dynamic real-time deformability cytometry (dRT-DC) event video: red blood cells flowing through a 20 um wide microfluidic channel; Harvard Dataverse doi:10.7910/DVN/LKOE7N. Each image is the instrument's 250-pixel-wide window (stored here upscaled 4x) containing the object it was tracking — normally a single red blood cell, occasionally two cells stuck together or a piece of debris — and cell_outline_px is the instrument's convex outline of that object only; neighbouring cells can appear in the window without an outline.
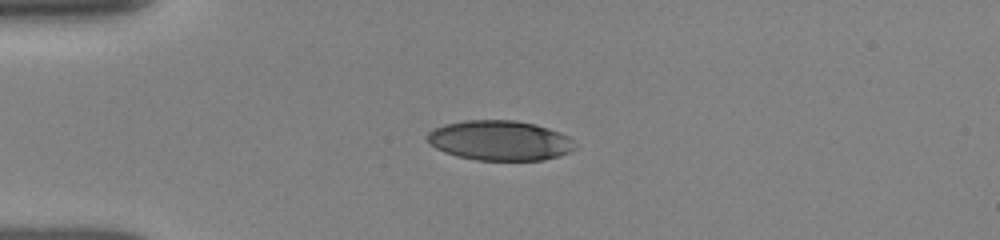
{"species": "human", "species_latin": "Homo sapiens", "temperature_condition": "room temperature", "stored_images_in_passage": 39, "camera_frame_rate_fps": 3000, "um_per_image_px": 0.085, "donor": {"sex": "female"}, "frame": {"image": 1, "passage_image": 1, "time_ms": 0.0, "image_size_px": [1000, 240], "cell_outline_px": [[576, 148], [560, 156], [544, 160], [476, 160], [456, 156], [444, 152], [436, 148], [424, 136], [428, 132], [444, 124], [464, 120], [516, 120], [536, 124], [560, 132], [568, 136], [576, 144]], "centroid_in_image_um": [42.49, 11.94], "position_along_channel_um": 42.5, "area_um2": 34.56}}
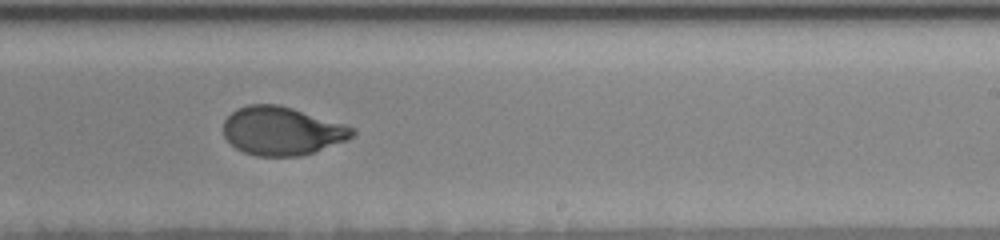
{"frame": {"image": 2, "passage_image": 20, "time_ms": 6.333, "image_size_px": [1000, 240], "cell_outline_px": [[356, 132], [348, 140], [300, 156], [256, 156], [244, 152], [236, 148], [224, 136], [224, 120], [236, 108], [248, 104], [280, 104], [344, 124], [356, 128]], "centroid_in_image_um": [23.96, 11.12], "position_along_channel_um": 265.0, "area_um2": 36.36}}
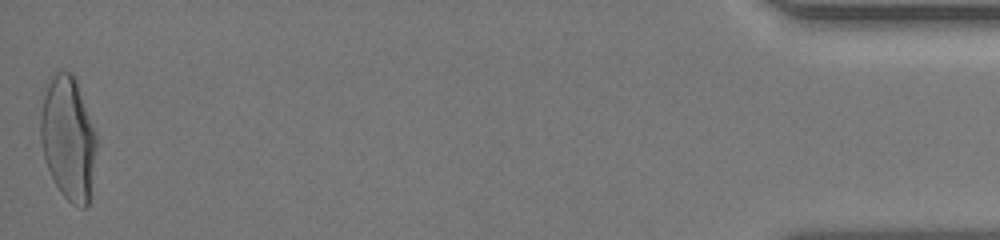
{"frame": {"image": 3, "passage_image": 39, "time_ms": 12.667, "image_size_px": [1000, 240], "cell_outline_px": [[96, 152], [88, 204], [84, 208], [80, 208], [72, 204], [60, 192], [48, 168], [44, 156], [40, 140], [40, 116], [44, 96], [48, 84], [52, 76], [56, 72], [72, 72], [76, 80], [96, 132]], "centroid_in_image_um": [5.8, 11.76], "position_along_channel_um": 429.4, "area_um2": 39.94}, "authors_computed_cell_mechanics": {"area_um2": 36.6452, "velocity_mm_per_s": 3.9516, "shape_relaxation_time_tau1_ms": 4.0758, "shape_relaxation_time_tau2_ms": 0.6849, "deformation_change_tau1": 0.1848, "deformation_change_tau2": 0.055}}